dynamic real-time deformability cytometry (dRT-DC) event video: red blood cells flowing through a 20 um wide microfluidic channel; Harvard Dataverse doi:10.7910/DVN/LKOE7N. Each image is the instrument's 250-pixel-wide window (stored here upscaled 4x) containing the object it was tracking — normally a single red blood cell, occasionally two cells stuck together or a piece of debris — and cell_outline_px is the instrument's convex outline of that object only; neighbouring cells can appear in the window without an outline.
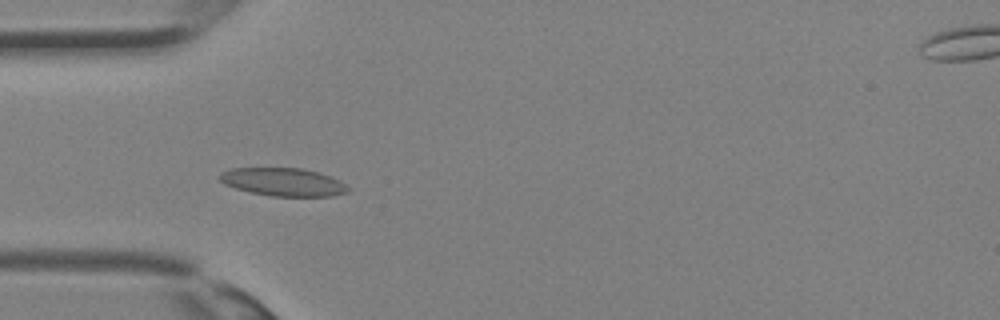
{"species": "Egyptian fruit bat (a non-hibernating species)", "species_latin": "Rousettus aegyptiacus", "temperature_condition": "room temperature", "stored_images_in_passage": 35, "camera_frame_rate_fps": 3000, "um_per_image_px": 0.085, "animal": {"sex": "female"}, "frame": {"image": 1, "passage_image": 11, "time_ms": 3.333, "image_size_px": [1000, 320], "cell_outline_px": [[352, 188], [348, 192], [332, 196], [272, 196], [248, 192], [224, 184], [220, 180], [220, 172], [232, 168], [300, 168], [320, 172], [340, 180]], "centroid_in_image_um": [24.11, 15.47], "position_along_channel_um": 60.9, "area_um2": 21.15}}
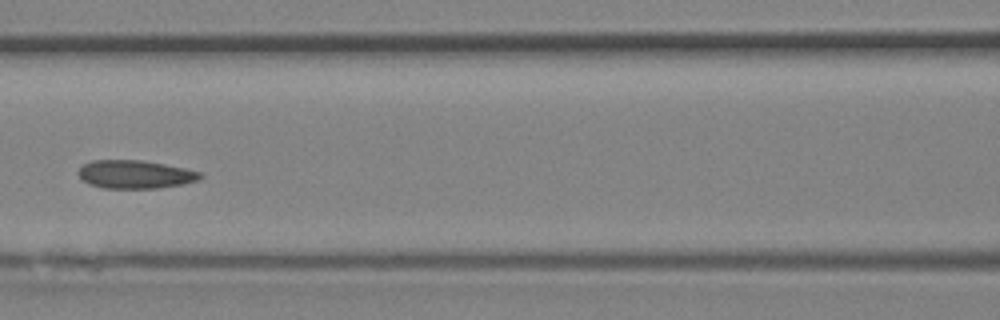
{"frame": {"image": 2, "passage_image": 16, "time_ms": 5.0, "image_size_px": [1000, 320], "cell_outline_px": [[204, 176], [200, 180], [180, 184], [156, 188], [104, 188], [88, 184], [76, 172], [84, 164], [92, 160], [140, 160], [164, 164], [184, 168], [200, 172]], "centroid_in_image_um": [11.48, 14.82], "position_along_channel_um": 155.1, "area_um2": 19.94}}
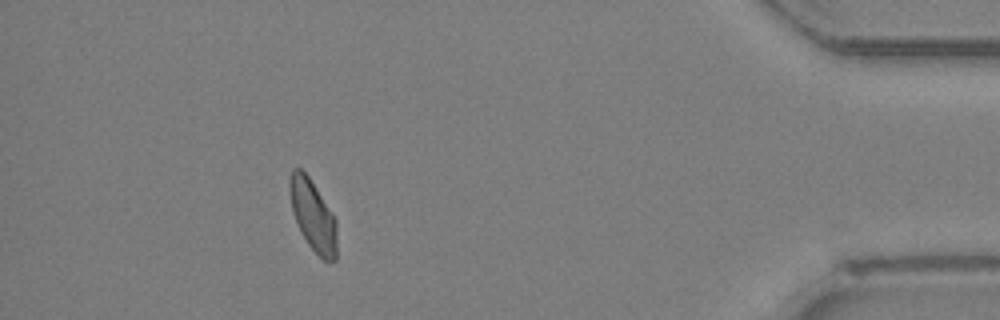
{"frame": {"image": 3, "passage_image": 32, "time_ms": 10.333, "image_size_px": [1000, 320], "cell_outline_px": [[336, 260], [324, 260], [308, 244], [300, 232], [292, 208], [288, 188], [288, 180], [292, 168], [300, 168], [308, 176], [336, 220]], "centroid_in_image_um": [26.57, 18.29], "position_along_channel_um": 408.6, "area_um2": 19.13}}